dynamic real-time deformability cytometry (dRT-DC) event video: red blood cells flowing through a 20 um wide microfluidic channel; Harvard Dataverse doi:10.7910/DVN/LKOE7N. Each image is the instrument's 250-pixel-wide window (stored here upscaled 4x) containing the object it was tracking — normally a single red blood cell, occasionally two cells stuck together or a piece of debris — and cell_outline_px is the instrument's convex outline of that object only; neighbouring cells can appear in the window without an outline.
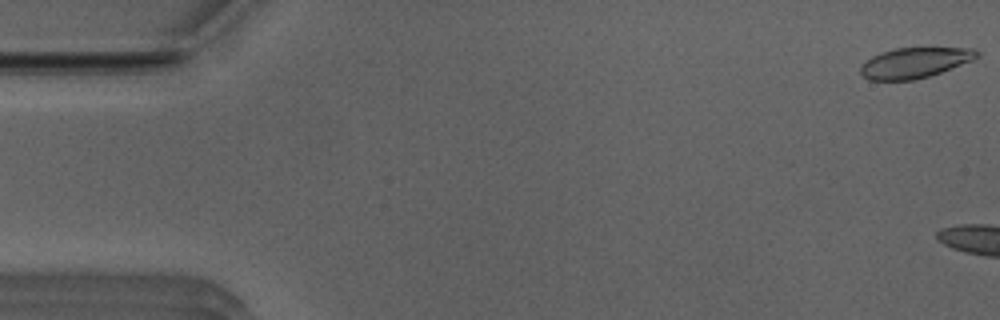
{"species": "Egyptian fruit bat (a non-hibernating species)", "species_latin": "Rousettus aegyptiacus", "temperature_condition": "room temperature", "stored_images_in_passage": 5, "camera_frame_rate_fps": 3000, "um_per_image_px": 0.085, "animal": {"sex": "male"}, "frame": {"image": 1, "passage_image": 1, "time_ms": 0.0, "image_size_px": [1000, 320], "cell_outline_px": [[980, 56], [972, 60], [952, 68], [928, 76], [912, 80], [868, 80], [860, 72], [860, 64], [872, 56], [880, 52], [896, 48], [976, 48], [980, 52]], "centroid_in_image_um": [77.74, 5.32], "position_along_channel_um": 7.3, "area_um2": 20.63}}